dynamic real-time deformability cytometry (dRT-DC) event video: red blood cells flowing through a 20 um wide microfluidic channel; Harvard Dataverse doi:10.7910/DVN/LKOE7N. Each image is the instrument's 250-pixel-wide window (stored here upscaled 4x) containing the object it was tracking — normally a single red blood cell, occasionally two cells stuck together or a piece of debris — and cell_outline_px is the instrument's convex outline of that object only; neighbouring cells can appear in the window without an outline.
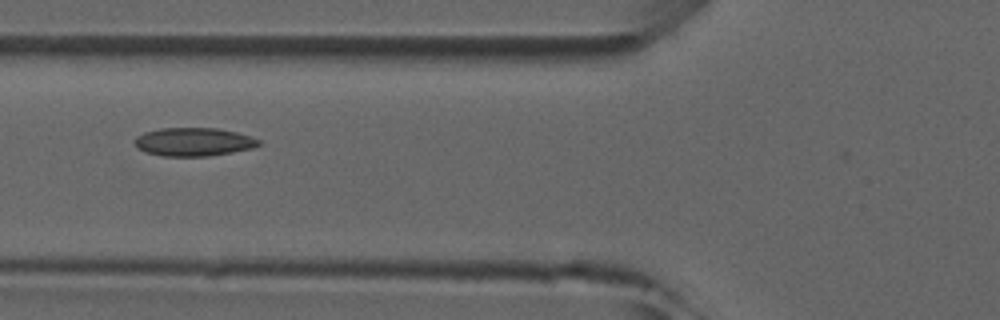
{"species": "common noctule bat (a hibernating species)", "species_latin": "Nyctalus noctula", "temperature_condition": "room temperature", "stored_images_in_passage": 5, "camera_frame_rate_fps": 3000, "um_per_image_px": 0.085, "animal": {"sex": "male", "forearm_length_mm": 52.5}, "frame": {"image": 1, "passage_image": 4, "time_ms": 3.333, "image_size_px": [1000, 320], "cell_outline_px": [[260, 144], [252, 148], [232, 152], [208, 156], [160, 156], [144, 152], [136, 148], [132, 140], [136, 136], [144, 132], [160, 128], [216, 128], [236, 132], [260, 140]], "centroid_in_image_um": [16.37, 12.06], "position_along_channel_um": 109.4, "area_um2": 20.63}}
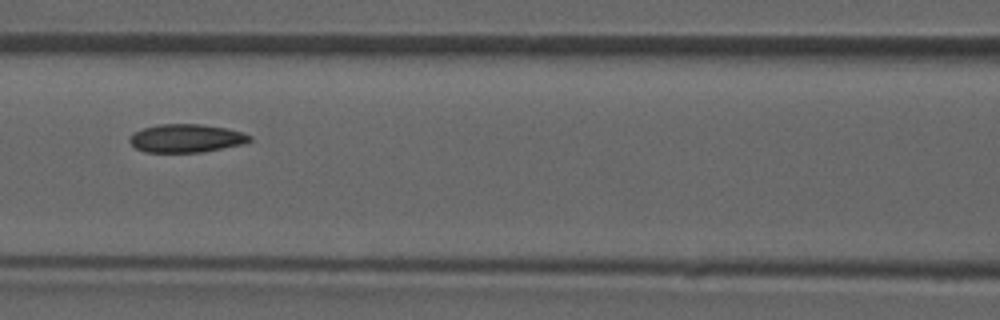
{"frame": {"image": 2, "passage_image": 5, "time_ms": 4.333, "image_size_px": [1000, 320], "cell_outline_px": [[252, 140], [244, 144], [204, 152], [144, 152], [136, 148], [128, 140], [132, 132], [144, 128], [160, 124], [200, 124], [224, 128], [240, 132], [252, 136]], "centroid_in_image_um": [15.82, 11.76], "position_along_channel_um": 150.8, "area_um2": 19.77}}